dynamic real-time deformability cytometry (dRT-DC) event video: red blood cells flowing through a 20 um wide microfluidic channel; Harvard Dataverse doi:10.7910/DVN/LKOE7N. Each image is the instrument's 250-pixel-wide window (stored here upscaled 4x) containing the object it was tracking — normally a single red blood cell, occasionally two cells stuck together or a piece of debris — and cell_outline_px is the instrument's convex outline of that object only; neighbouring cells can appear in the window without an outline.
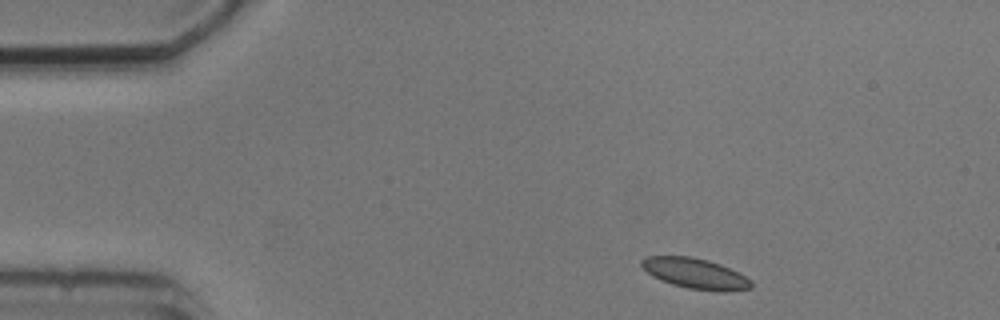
{"species": "common noctule bat (a hibernating species)", "species_latin": "Nyctalus noctula", "temperature_condition": "cold", "stored_images_in_passage": 3, "camera_frame_rate_fps": 3000, "um_per_image_px": 0.085, "animal": {"sex": "male", "body_mass_g": 20.5, "forearm_length_mm": 52.5}, "frame": {"image": 1, "passage_image": 1, "time_ms": 0.0, "image_size_px": [1000, 320], "cell_outline_px": [[752, 288], [728, 292], [720, 292], [688, 288], [672, 284], [652, 276], [640, 264], [640, 260], [644, 256], [692, 256], [708, 260], [720, 264], [740, 272], [752, 280]], "centroid_in_image_um": [59.14, 23.24], "position_along_channel_um": 25.9, "area_um2": 19.71}}